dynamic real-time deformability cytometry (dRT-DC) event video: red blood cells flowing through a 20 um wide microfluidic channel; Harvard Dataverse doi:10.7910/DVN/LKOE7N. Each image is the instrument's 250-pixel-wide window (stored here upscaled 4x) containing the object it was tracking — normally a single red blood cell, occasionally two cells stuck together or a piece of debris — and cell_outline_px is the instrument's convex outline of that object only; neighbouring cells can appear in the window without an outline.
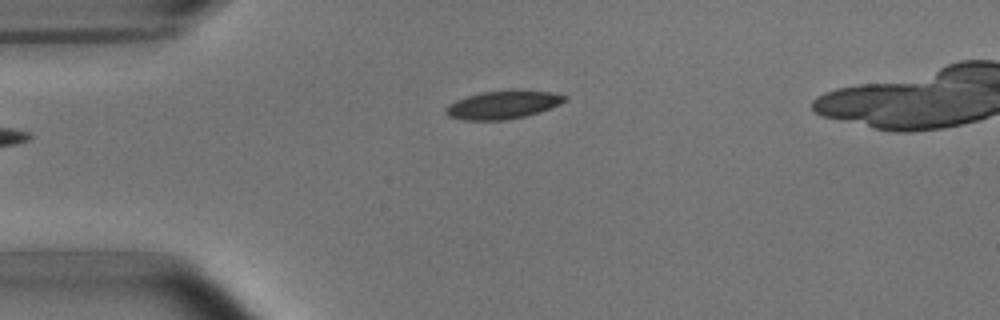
{"species": "common noctule bat (a hibernating species)", "species_latin": "Nyctalus noctula", "temperature_condition": "room temperature", "stored_images_in_passage": 4, "camera_frame_rate_fps": 3000, "um_per_image_px": 0.085, "animal": {"sex": "male", "body_mass_g": 15.6}, "frame": {"image": 1, "passage_image": 4, "time_ms": 3.333, "image_size_px": [1000, 320], "cell_outline_px": [[568, 100], [560, 104], [540, 112], [524, 116], [504, 120], [464, 120], [448, 116], [444, 112], [444, 108], [448, 104], [456, 100], [480, 92], [508, 88], [516, 88], [552, 92], [568, 96]], "centroid_in_image_um": [42.77, 8.87], "position_along_channel_um": 42.2, "area_um2": 20.17}}